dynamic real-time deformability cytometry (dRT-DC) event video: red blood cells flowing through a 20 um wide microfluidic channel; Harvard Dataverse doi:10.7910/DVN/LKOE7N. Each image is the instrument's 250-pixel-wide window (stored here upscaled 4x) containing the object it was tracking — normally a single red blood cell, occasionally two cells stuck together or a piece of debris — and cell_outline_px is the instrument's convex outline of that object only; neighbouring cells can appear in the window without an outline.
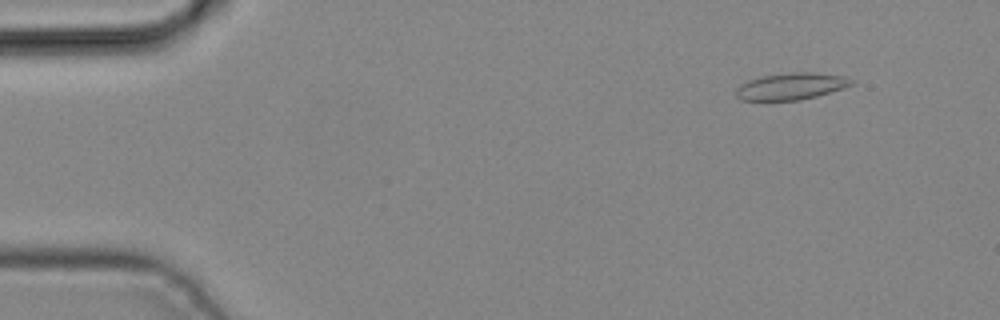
{"species": "common noctule bat (a hibernating species)", "species_latin": "Nyctalus noctula", "temperature_condition": "cold", "stored_images_in_passage": 4, "camera_frame_rate_fps": 3000, "um_per_image_px": 0.085, "animal": {"sex": "male", "body_mass_g": 19.2, "forearm_length_mm": 51.8}, "frame": {"image": 1, "passage_image": 1, "time_ms": 0.0, "image_size_px": [1000, 320], "cell_outline_px": [[856, 84], [844, 88], [816, 96], [800, 100], [740, 100], [736, 96], [736, 88], [740, 84], [748, 80], [760, 76], [792, 72], [816, 72], [844, 76], [856, 80]], "centroid_in_image_um": [67.28, 7.32], "position_along_channel_um": 17.7, "area_um2": 18.26}}
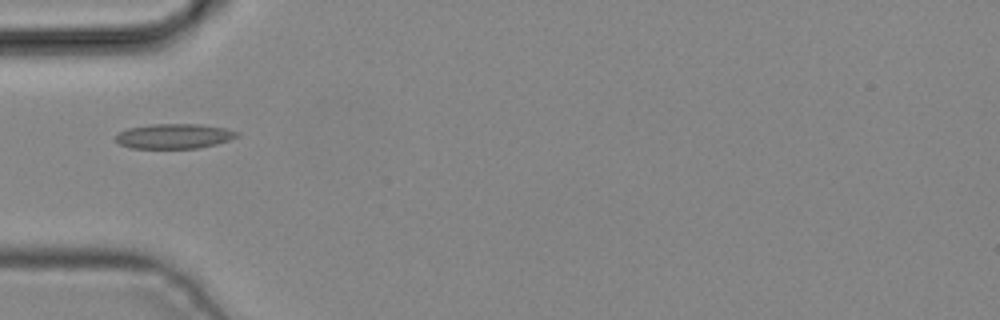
{"frame": {"image": 2, "passage_image": 4, "time_ms": 1.0, "image_size_px": [1000, 320], "cell_outline_px": [[240, 136], [216, 144], [196, 148], [132, 148], [120, 144], [116, 140], [116, 136], [120, 132], [128, 128], [148, 124], [200, 124], [224, 128], [240, 132]], "centroid_in_image_um": [14.82, 11.56], "position_along_channel_um": 70.2, "area_um2": 17.51}}